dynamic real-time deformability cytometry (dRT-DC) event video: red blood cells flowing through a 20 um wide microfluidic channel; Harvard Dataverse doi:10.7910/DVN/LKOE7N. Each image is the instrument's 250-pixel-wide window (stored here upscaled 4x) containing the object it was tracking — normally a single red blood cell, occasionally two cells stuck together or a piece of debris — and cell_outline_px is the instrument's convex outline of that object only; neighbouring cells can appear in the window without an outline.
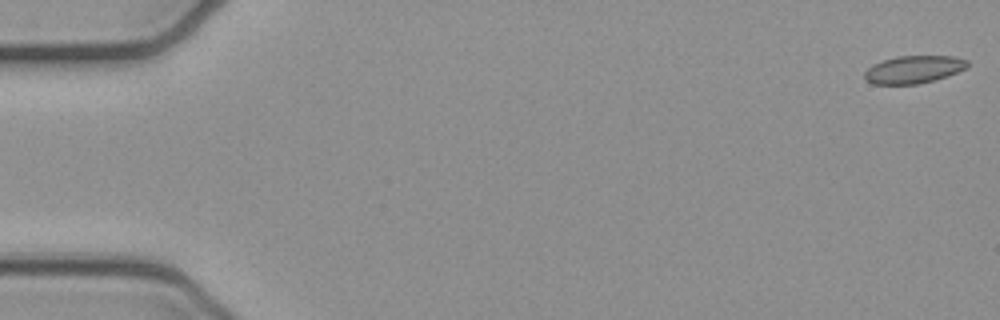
{"species": "common noctule bat (a hibernating species)", "species_latin": "Nyctalus noctula", "temperature_condition": "cold", "stored_images_in_passage": 17, "camera_frame_rate_fps": 3000, "um_per_image_px": 0.085, "animal": {"sex": "female", "body_mass_g": 21.9}, "frame": {"image": 1, "passage_image": 1, "time_ms": 0.0, "image_size_px": [1000, 320], "cell_outline_px": [[968, 68], [948, 76], [920, 84], [872, 84], [864, 80], [864, 72], [872, 64], [896, 56], [952, 56], [968, 60]], "centroid_in_image_um": [77.66, 5.91], "position_along_channel_um": 7.3, "area_um2": 16.76}}
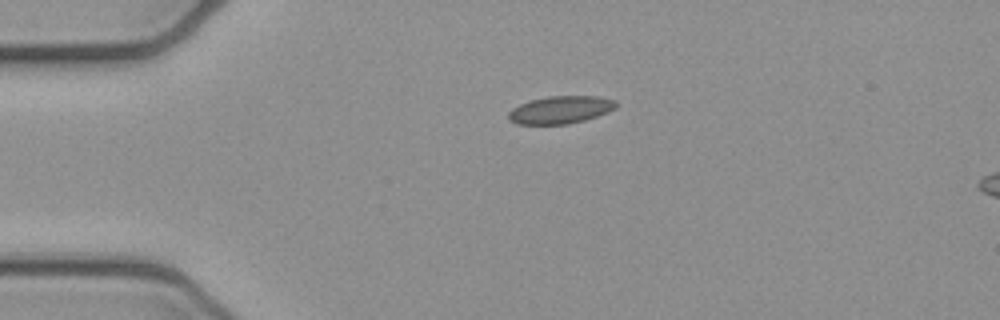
{"frame": {"image": 2, "passage_image": 12, "time_ms": 3.667, "image_size_px": [1000, 320], "cell_outline_px": [[616, 108], [608, 112], [584, 120], [568, 124], [516, 124], [508, 120], [508, 112], [512, 108], [520, 104], [532, 100], [548, 96], [600, 96], [616, 100]], "centroid_in_image_um": [47.64, 9.33], "position_along_channel_um": 37.4, "area_um2": 17.34}}